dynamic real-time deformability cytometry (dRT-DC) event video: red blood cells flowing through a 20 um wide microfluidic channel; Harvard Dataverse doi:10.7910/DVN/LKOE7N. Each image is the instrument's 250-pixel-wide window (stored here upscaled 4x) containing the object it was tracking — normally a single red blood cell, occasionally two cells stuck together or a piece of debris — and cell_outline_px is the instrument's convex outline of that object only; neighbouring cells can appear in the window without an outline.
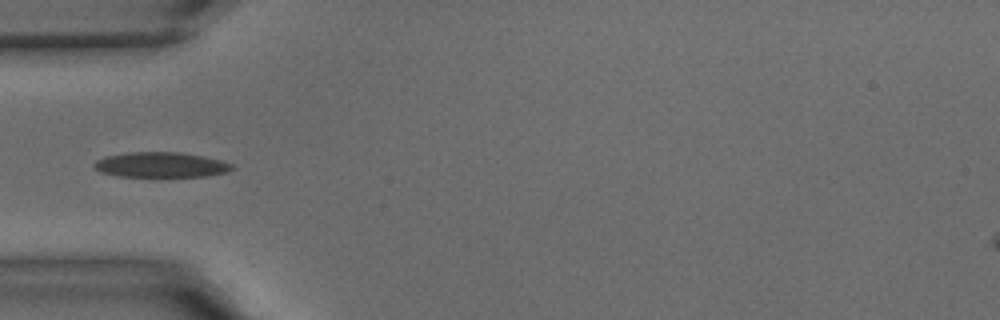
{"species": "common noctule bat (a hibernating species)", "species_latin": "Nyctalus noctula", "temperature_condition": "warm", "stored_images_in_passage": 25, "camera_frame_rate_fps": 3000, "um_per_image_px": 0.085, "animal": {"sex": "male", "body_mass_g": 15.6}, "frame": {"image": 1, "passage_image": 1, "time_ms": 0.0, "image_size_px": [1000, 320], "cell_outline_px": [[236, 168], [224, 172], [204, 176], [116, 176], [100, 172], [92, 168], [92, 164], [96, 160], [104, 156], [128, 152], [180, 152], [204, 156], [220, 160], [232, 164]], "centroid_in_image_um": [13.61, 14.0], "position_along_channel_um": 71.4, "area_um2": 20.29}}
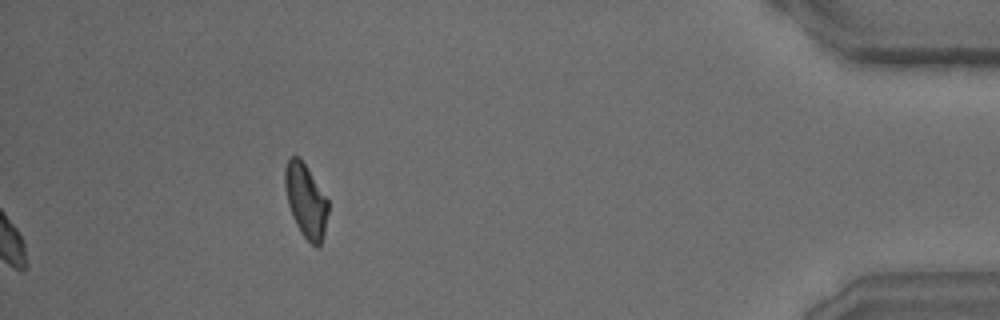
{"frame": {"image": 2, "passage_image": 25, "time_ms": 8.0, "image_size_px": [1000, 320], "cell_outline_px": [[328, 212], [324, 232], [320, 244], [316, 248], [300, 232], [292, 216], [288, 204], [284, 188], [284, 168], [288, 160], [292, 156], [300, 156], [328, 200]], "centroid_in_image_um": [25.97, 17.03], "position_along_channel_um": 409.2, "area_um2": 18.5}}